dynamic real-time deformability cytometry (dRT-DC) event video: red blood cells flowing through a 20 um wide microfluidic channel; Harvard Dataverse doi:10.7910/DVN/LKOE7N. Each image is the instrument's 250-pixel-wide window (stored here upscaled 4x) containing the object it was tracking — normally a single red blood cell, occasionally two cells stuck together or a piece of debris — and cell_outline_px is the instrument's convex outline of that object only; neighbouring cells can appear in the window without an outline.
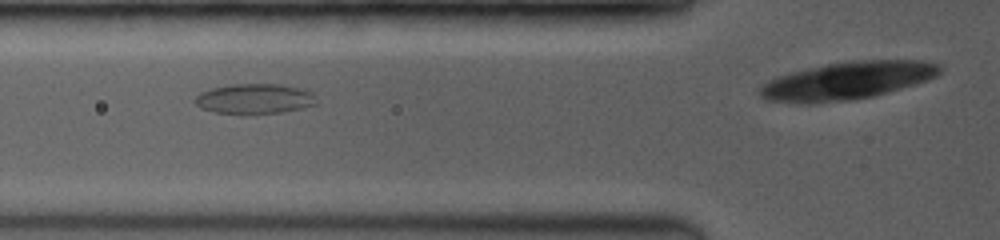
{"species": "common noctule bat (a hibernating species)", "species_latin": "Nyctalus noctula", "temperature_condition": "room temperature", "stored_images_in_passage": 19, "camera_frame_rate_fps": 3500, "um_per_image_px": 0.085, "animal": {"sex": "female", "body_mass_g": 19.0, "forearm_length_mm": 53.3}, "frame": {"image": 1, "passage_image": 5, "time_ms": 2.571, "image_size_px": [1000, 240], "cell_outline_px": [[316, 104], [300, 108], [280, 112], [252, 116], [240, 116], [212, 112], [196, 104], [192, 100], [200, 92], [212, 88], [232, 84], [280, 84], [312, 92]], "centroid_in_image_um": [21.55, 8.44], "position_along_channel_um": 104.2, "area_um2": 21.68}}
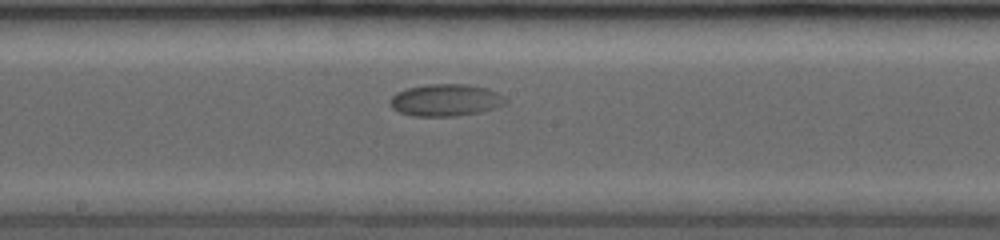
{"frame": {"image": 2, "passage_image": 10, "time_ms": 5.429, "image_size_px": [1000, 240], "cell_outline_px": [[508, 104], [496, 108], [480, 112], [456, 116], [412, 116], [400, 112], [392, 108], [388, 100], [396, 92], [408, 88], [428, 84], [468, 84], [488, 88], [500, 92], [508, 100]], "centroid_in_image_um": [37.93, 8.51], "position_along_channel_um": 210.3, "area_um2": 21.96}}
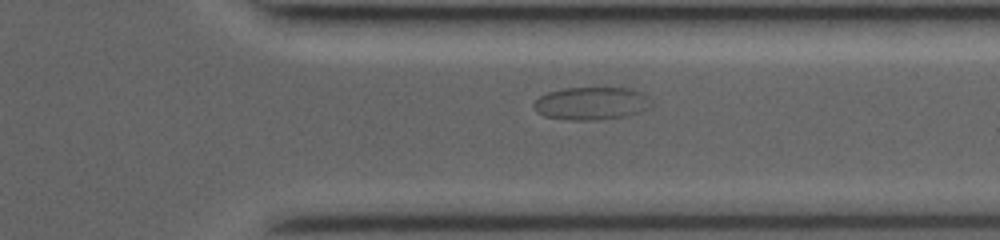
{"frame": {"image": 3, "passage_image": 17, "time_ms": 9.429, "image_size_px": [1000, 240], "cell_outline_px": [[656, 104], [652, 108], [628, 116], [600, 120], [564, 120], [544, 116], [536, 112], [532, 104], [540, 96], [548, 92], [564, 88], [628, 88], [640, 92], [648, 96]], "centroid_in_image_um": [50.32, 8.81], "position_along_channel_um": 361.1, "area_um2": 23.0}}